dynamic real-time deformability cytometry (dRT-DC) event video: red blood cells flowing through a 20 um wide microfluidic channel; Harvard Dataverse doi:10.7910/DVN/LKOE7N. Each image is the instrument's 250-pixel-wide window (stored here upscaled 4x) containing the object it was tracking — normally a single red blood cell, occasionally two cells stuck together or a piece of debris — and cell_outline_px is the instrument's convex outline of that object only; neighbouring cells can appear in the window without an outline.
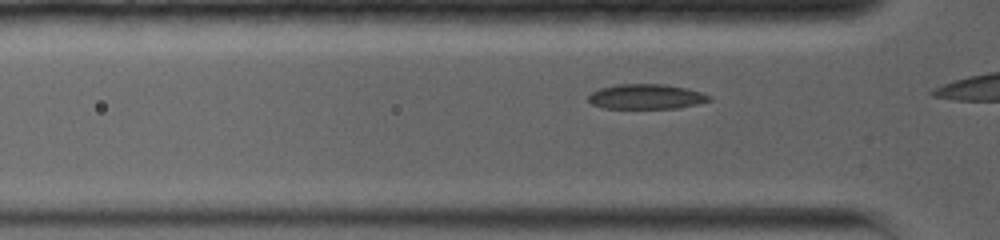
{"species": "common noctule bat (a hibernating species)", "species_latin": "Nyctalus noctula", "temperature_condition": "warm", "stored_images_in_passage": 4, "camera_frame_rate_fps": 5000, "um_per_image_px": 0.085, "animal": {"sex": "female", "body_mass_g": 19.0, "forearm_length_mm": 56.7}, "frame": {"image": 1, "passage_image": 3, "time_ms": 1.0, "image_size_px": [1000, 240], "cell_outline_px": [[712, 100], [680, 108], [604, 108], [592, 104], [588, 100], [588, 96], [592, 92], [600, 88], [620, 84], [664, 84], [688, 88], [712, 96]], "centroid_in_image_um": [54.95, 8.21], "position_along_channel_um": 70.8, "area_um2": 17.57}}